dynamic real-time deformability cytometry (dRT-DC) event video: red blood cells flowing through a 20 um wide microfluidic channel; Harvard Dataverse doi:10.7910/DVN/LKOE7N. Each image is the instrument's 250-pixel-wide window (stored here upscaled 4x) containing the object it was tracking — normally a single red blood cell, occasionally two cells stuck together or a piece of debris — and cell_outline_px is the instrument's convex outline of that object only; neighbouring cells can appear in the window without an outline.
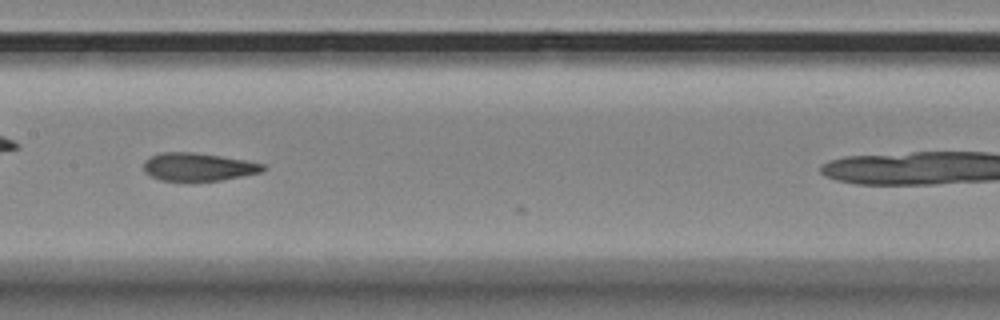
{"species": "Egyptian fruit bat (a non-hibernating species)", "species_latin": "Rousettus aegyptiacus", "temperature_condition": "room temperature", "stored_images_in_passage": 15, "camera_frame_rate_fps": 3000, "um_per_image_px": 0.085, "animal": {"sex": "female"}, "frame": {"image": 1, "passage_image": 7, "time_ms": 2.0, "image_size_px": [1000, 320], "cell_outline_px": [[268, 168], [260, 172], [220, 180], [160, 180], [144, 172], [144, 160], [148, 156], [164, 152], [192, 152], [220, 156], [244, 160], [264, 164]], "centroid_in_image_um": [16.82, 14.17], "position_along_channel_um": 190.6, "area_um2": 19.19}}
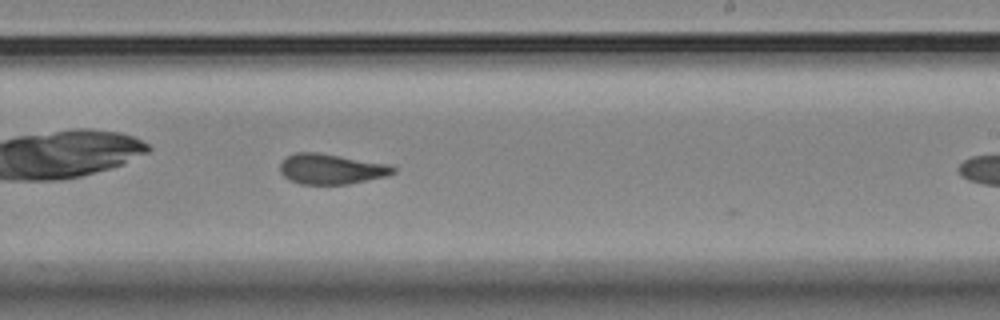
{"frame": {"image": 2, "passage_image": 13, "time_ms": 4.0, "image_size_px": [1000, 320], "cell_outline_px": [[396, 172], [388, 176], [348, 184], [300, 184], [288, 180], [280, 172], [280, 164], [288, 156], [296, 152], [316, 152], [340, 156], [384, 164], [396, 168]], "centroid_in_image_um": [28.12, 14.38], "position_along_channel_um": 260.9, "area_um2": 19.77}}